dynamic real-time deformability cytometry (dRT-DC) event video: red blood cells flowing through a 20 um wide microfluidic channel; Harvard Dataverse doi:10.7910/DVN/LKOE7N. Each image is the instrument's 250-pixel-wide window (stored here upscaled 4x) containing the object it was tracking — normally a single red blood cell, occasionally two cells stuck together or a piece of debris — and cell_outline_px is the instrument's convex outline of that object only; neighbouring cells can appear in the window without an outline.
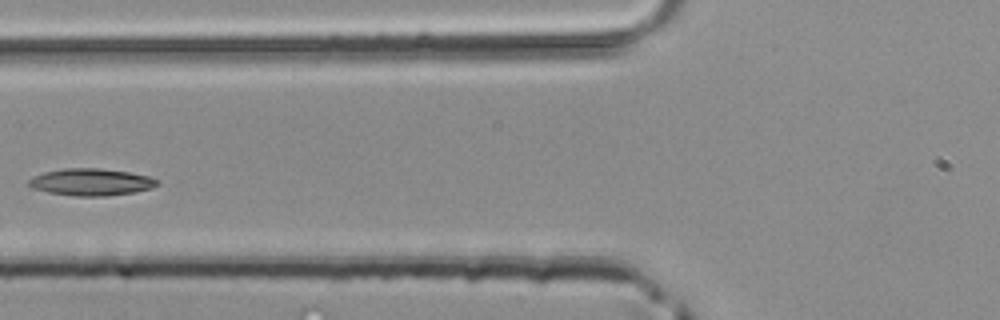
{"species": "common noctule bat (a hibernating species)", "species_latin": "Nyctalus noctula", "temperature_condition": "room temperature", "stored_images_in_passage": 3, "camera_frame_rate_fps": 3000, "um_per_image_px": 0.085, "animal": {"sex": "male", "body_mass_g": 20.4}, "frame": {"image": 1, "passage_image": 3, "time_ms": 0.667, "image_size_px": [1000, 320], "cell_outline_px": [[160, 184], [152, 188], [136, 192], [104, 196], [76, 196], [48, 192], [32, 188], [28, 184], [28, 180], [32, 176], [44, 172], [64, 168], [100, 168], [128, 172], [148, 176], [160, 180]], "centroid_in_image_um": [7.76, 15.47], "position_along_channel_um": 118.0, "area_um2": 20.35}}